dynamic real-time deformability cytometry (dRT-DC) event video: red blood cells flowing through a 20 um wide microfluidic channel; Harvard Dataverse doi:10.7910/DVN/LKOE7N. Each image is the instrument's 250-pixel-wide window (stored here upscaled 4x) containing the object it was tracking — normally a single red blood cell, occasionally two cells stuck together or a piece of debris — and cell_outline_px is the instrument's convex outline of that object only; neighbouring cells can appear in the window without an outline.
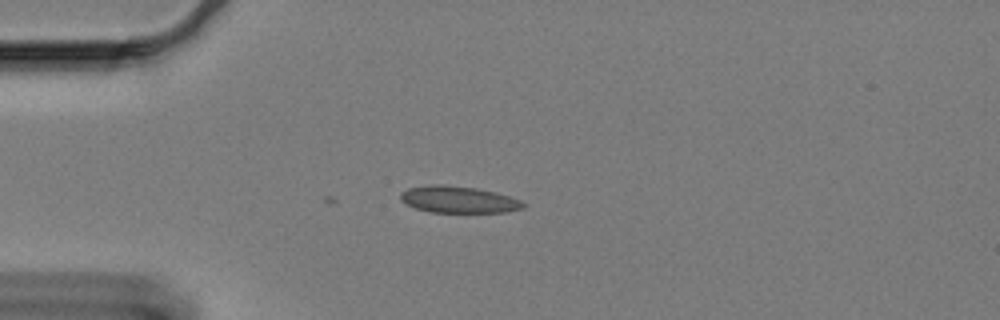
{"species": "Egyptian fruit bat (a non-hibernating species)", "species_latin": "Rousettus aegyptiacus", "temperature_condition": "cold", "stored_images_in_passage": 3, "camera_frame_rate_fps": 3000, "um_per_image_px": 0.085, "animal": {"sex": "female"}, "frame": {"image": 1, "passage_image": 1, "time_ms": 0.0, "image_size_px": [1000, 320], "cell_outline_px": [[528, 204], [524, 208], [504, 212], [432, 212], [416, 208], [400, 200], [400, 192], [408, 188], [432, 184], [444, 184], [476, 188], [496, 192], [520, 200]], "centroid_in_image_um": [38.98, 16.95], "position_along_channel_um": 46.0, "area_um2": 19.13}}